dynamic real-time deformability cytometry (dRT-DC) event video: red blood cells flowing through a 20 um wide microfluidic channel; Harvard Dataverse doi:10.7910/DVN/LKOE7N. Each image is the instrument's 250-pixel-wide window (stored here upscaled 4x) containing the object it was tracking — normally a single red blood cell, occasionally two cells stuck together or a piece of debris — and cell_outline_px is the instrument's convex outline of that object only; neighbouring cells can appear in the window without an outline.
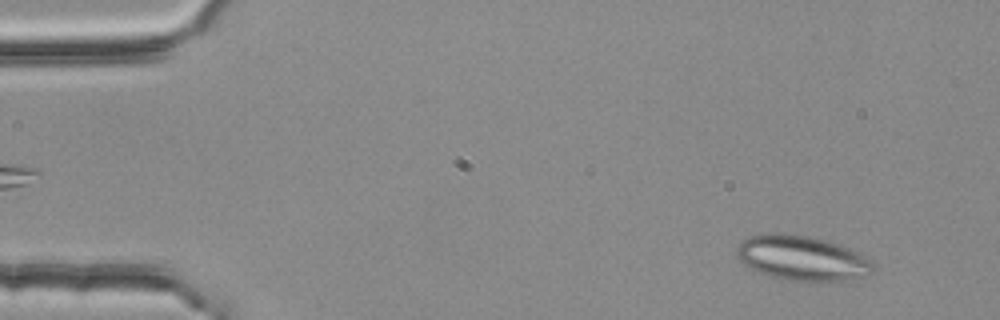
{"species": "common noctule bat (a hibernating species)", "species_latin": "Nyctalus noctula", "temperature_condition": "room temperature", "stored_images_in_passage": 51, "segment_of_instrument_passage": [1, 2], "camera_frame_rate_fps": 3000, "um_per_image_px": 0.085, "animal": {"sex": "female", "body_mass_g": 25.1}, "frame": {"image": 1, "passage_image": 4, "time_ms": 1.0, "image_size_px": [1000, 320], "cell_outline_px": [[872, 272], [868, 276], [852, 280], [824, 284], [808, 284], [784, 280], [748, 268], [736, 256], [736, 248], [740, 240], [748, 236], [772, 232], [780, 232], [812, 236], [828, 240], [840, 244], [860, 252], [872, 260]], "centroid_in_image_um": [68.21, 21.97], "position_along_channel_um": 16.8, "area_um2": 37.4}}